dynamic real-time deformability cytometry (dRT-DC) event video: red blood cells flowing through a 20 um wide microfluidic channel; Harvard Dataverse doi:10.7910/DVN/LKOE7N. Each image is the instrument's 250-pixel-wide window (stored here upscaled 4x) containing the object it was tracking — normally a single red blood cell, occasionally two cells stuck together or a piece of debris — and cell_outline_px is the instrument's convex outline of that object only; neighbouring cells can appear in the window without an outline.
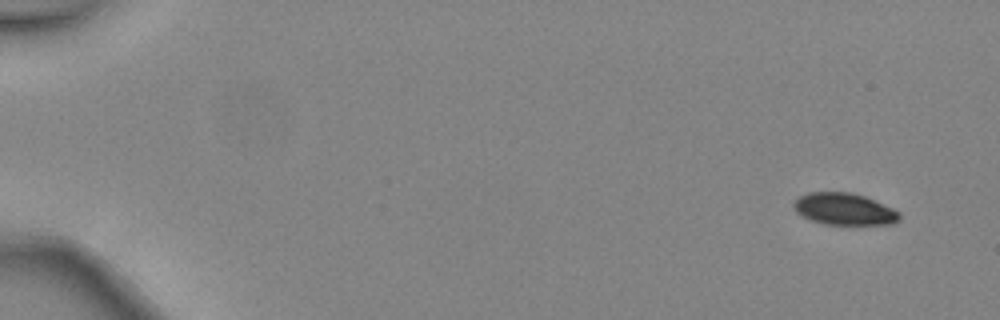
{"species": "common noctule bat (a hibernating species)", "species_latin": "Nyctalus noctula", "temperature_condition": "warm", "stored_images_in_passage": 5, "camera_frame_rate_fps": 3000, "um_per_image_px": 0.085, "animal": {"sex": "female", "body_mass_g": 24.6, "forearm_length_mm": 56.2}, "frame": {"image": 1, "passage_image": 1, "time_ms": 0.0, "image_size_px": [1000, 320], "cell_outline_px": [[900, 220], [892, 224], [824, 224], [812, 220], [796, 212], [792, 208], [792, 204], [800, 196], [808, 192], [852, 192], [864, 196], [892, 208], [900, 212]], "centroid_in_image_um": [71.75, 17.76], "position_along_channel_um": 13.2, "area_um2": 19.54}}